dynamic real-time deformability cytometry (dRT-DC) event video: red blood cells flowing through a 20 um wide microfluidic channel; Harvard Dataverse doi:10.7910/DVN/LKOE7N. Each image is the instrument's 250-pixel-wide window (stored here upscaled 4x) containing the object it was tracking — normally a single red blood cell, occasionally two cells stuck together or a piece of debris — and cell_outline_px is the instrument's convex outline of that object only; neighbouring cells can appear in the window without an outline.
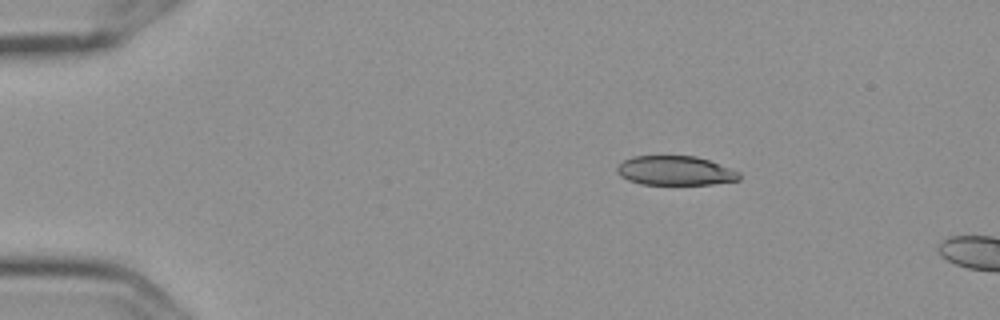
{"species": "Egyptian fruit bat (a non-hibernating species)", "species_latin": "Rousettus aegyptiacus", "temperature_condition": "cold", "stored_images_in_passage": 3, "camera_frame_rate_fps": 3000, "um_per_image_px": 0.085, "frame": {"image": 1, "passage_image": 2, "time_ms": 0.333, "image_size_px": [1000, 320], "cell_outline_px": [[740, 180], [712, 184], [640, 184], [628, 180], [620, 176], [616, 172], [616, 168], [624, 160], [632, 156], [696, 156], [708, 160], [740, 172]], "centroid_in_image_um": [57.38, 14.51], "position_along_channel_um": 27.6, "area_um2": 20.81}}